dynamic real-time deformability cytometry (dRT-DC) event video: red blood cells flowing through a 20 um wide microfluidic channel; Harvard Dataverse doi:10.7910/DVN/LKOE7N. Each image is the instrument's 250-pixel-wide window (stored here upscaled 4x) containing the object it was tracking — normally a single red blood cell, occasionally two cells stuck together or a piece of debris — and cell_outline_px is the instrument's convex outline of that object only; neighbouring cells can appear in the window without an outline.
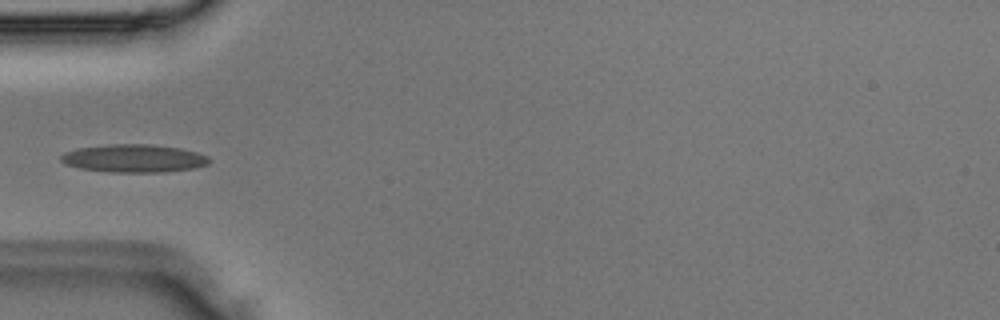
{"species": "Egyptian fruit bat (a non-hibernating species)", "species_latin": "Rousettus aegyptiacus", "temperature_condition": "room temperature", "stored_images_in_passage": 2, "camera_frame_rate_fps": 3000, "um_per_image_px": 0.085, "animal": {"sex": "male"}, "frame": {"image": 1, "passage_image": 2, "time_ms": 0.333, "image_size_px": [1000, 320], "cell_outline_px": [[212, 160], [208, 164], [196, 168], [164, 172], [112, 172], [80, 168], [68, 164], [60, 160], [60, 156], [64, 152], [76, 148], [108, 144], [152, 144], [180, 148], [196, 152], [208, 156]], "centroid_in_image_um": [11.41, 13.45], "position_along_channel_um": 73.6, "area_um2": 24.28}}